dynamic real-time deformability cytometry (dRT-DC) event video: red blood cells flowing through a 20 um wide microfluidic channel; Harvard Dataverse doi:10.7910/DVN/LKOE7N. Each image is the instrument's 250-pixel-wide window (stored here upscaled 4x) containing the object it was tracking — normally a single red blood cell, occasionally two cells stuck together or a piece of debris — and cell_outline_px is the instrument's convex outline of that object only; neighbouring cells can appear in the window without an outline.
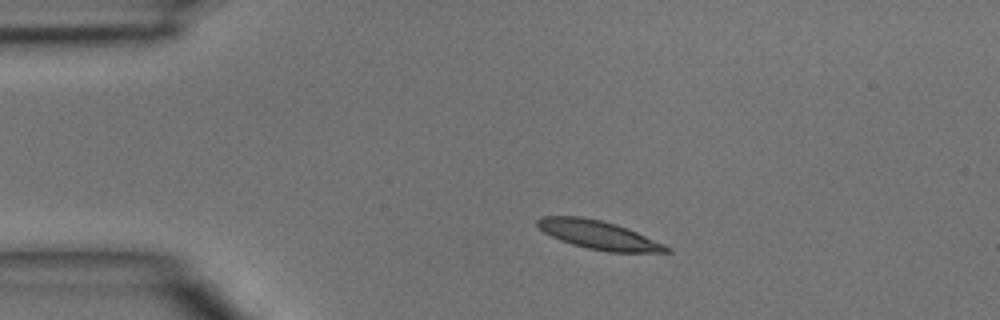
{"species": "common noctule bat (a hibernating species)", "species_latin": "Nyctalus noctula", "temperature_condition": "room temperature", "stored_images_in_passage": 2, "camera_frame_rate_fps": 3000, "um_per_image_px": 0.085, "animal": {"sex": "male", "body_mass_g": 15.6}, "frame": {"image": 1, "passage_image": 1, "time_ms": 0.0, "image_size_px": [1000, 320], "cell_outline_px": [[672, 252], [608, 252], [588, 248], [572, 244], [560, 240], [544, 232], [536, 224], [536, 220], [544, 216], [580, 216], [600, 220], [616, 224], [636, 232], [664, 244], [672, 248]], "centroid_in_image_um": [50.88, 19.97], "position_along_channel_um": 34.1, "area_um2": 21.27}}